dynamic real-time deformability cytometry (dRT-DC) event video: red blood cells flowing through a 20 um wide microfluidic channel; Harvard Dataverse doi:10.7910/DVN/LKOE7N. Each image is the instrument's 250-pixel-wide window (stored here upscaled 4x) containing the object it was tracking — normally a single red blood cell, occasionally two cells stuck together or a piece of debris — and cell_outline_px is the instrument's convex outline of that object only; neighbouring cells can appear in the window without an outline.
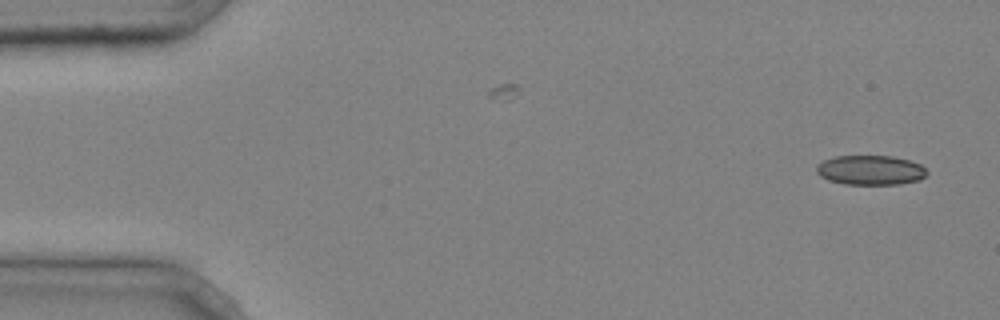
{"species": "common noctule bat (a hibernating species)", "species_latin": "Nyctalus noctula", "temperature_condition": "cold", "stored_images_in_passage": 2, "camera_frame_rate_fps": 3000, "um_per_image_px": 0.085, "animal": {"sex": "male", "body_mass_g": 20.4}, "frame": {"image": 1, "passage_image": 2, "time_ms": 0.333, "image_size_px": [1000, 320], "cell_outline_px": [[928, 172], [920, 180], [900, 184], [844, 184], [828, 180], [820, 176], [816, 172], [816, 164], [824, 160], [836, 156], [892, 156], [908, 160], [920, 164]], "centroid_in_image_um": [73.97, 14.46], "position_along_channel_um": 11.0, "area_um2": 19.07}}